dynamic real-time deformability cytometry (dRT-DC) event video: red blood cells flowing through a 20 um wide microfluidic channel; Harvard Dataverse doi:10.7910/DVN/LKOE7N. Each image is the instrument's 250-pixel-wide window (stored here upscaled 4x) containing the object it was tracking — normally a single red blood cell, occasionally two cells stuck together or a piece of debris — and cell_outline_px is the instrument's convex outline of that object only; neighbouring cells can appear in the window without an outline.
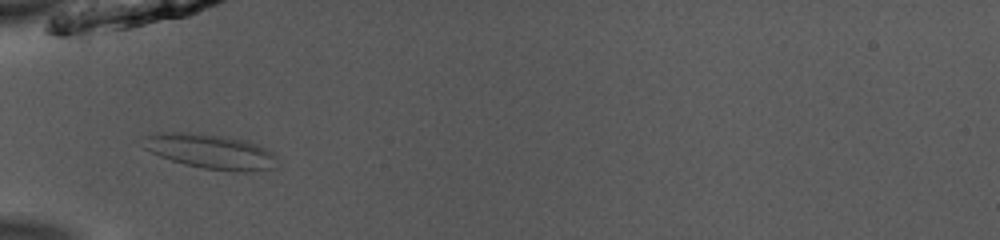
{"species": "common noctule bat (a hibernating species)", "species_latin": "Nyctalus noctula", "temperature_condition": "room temperature", "stored_images_in_passage": 38, "camera_frame_rate_fps": 3000, "um_per_image_px": 0.085, "animal": {"sex": "male", "body_mass_g": 13.0, "forearm_length_mm": 53.1}, "frame": {"image": 1, "passage_image": 4, "time_ms": 1.0, "image_size_px": [1000, 240], "cell_outline_px": [[276, 156], [272, 168], [248, 172], [232, 172], [204, 168], [184, 164], [160, 156], [144, 148], [148, 136], [172, 132], [188, 132], [224, 136], [248, 140], [272, 152]], "centroid_in_image_um": [17.96, 12.89], "position_along_channel_um": 67.0, "area_um2": 26.59}}
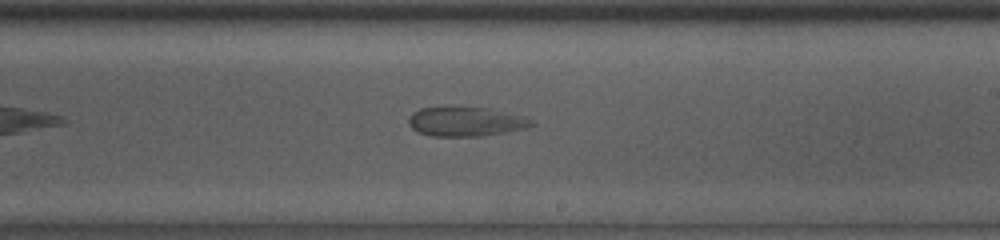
{"frame": {"image": 2, "passage_image": 18, "time_ms": 5.667, "image_size_px": [1000, 240], "cell_outline_px": [[536, 124], [528, 128], [480, 136], [432, 136], [416, 132], [408, 124], [408, 116], [412, 112], [420, 108], [488, 108], [524, 116], [532, 120]], "centroid_in_image_um": [39.58, 10.35], "position_along_channel_um": 249.4, "area_um2": 20.92}}
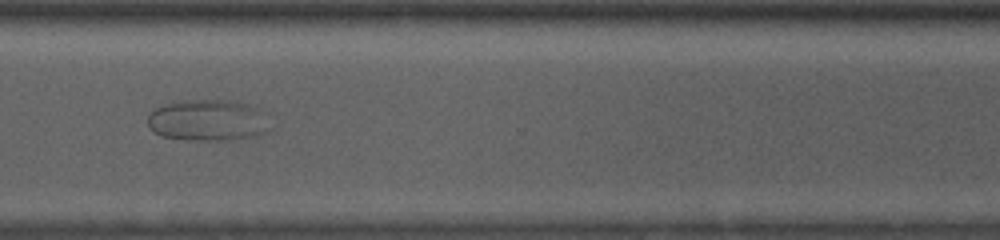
{"frame": {"image": 3, "passage_image": 26, "time_ms": 8.333, "image_size_px": [1000, 240], "cell_outline_px": [[272, 128], [268, 132], [256, 136], [236, 140], [184, 140], [160, 136], [152, 132], [148, 128], [148, 116], [156, 108], [164, 104], [184, 100], [236, 100], [260, 108], [264, 112]], "centroid_in_image_um": [17.72, 10.24], "position_along_channel_um": 352.9, "area_um2": 30.29}}